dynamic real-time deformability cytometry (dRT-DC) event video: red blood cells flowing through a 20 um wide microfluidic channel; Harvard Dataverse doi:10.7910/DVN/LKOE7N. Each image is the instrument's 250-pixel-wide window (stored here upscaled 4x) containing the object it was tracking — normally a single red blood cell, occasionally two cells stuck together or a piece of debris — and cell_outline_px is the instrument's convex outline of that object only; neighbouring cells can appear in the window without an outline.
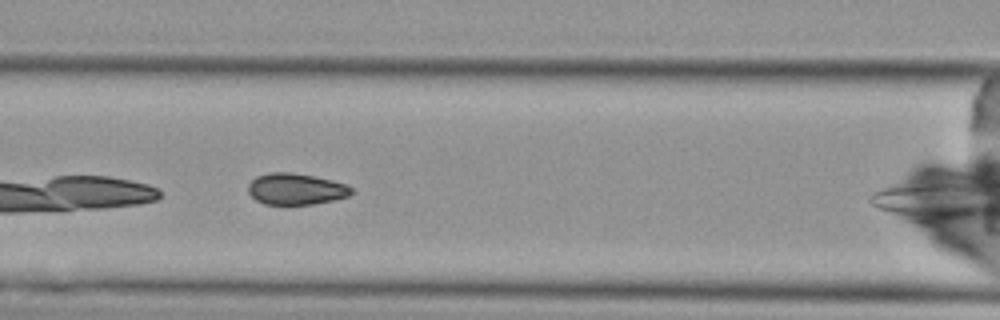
{"species": "Egyptian fruit bat (a non-hibernating species)", "species_latin": "Rousettus aegyptiacus", "temperature_condition": "cold", "stored_images_in_passage": 5, "camera_frame_rate_fps": 3000, "um_per_image_px": 0.085, "animal": {"sex": "female"}, "frame": {"image": 1, "passage_image": 3, "time_ms": 2.333, "image_size_px": [1000, 320], "cell_outline_px": [[352, 192], [348, 196], [332, 200], [312, 204], [264, 204], [256, 200], [248, 192], [248, 184], [256, 176], [268, 172], [292, 172], [332, 180], [344, 184], [352, 188]], "centroid_in_image_um": [25.1, 16.06], "position_along_channel_um": 141.5, "area_um2": 18.73}}